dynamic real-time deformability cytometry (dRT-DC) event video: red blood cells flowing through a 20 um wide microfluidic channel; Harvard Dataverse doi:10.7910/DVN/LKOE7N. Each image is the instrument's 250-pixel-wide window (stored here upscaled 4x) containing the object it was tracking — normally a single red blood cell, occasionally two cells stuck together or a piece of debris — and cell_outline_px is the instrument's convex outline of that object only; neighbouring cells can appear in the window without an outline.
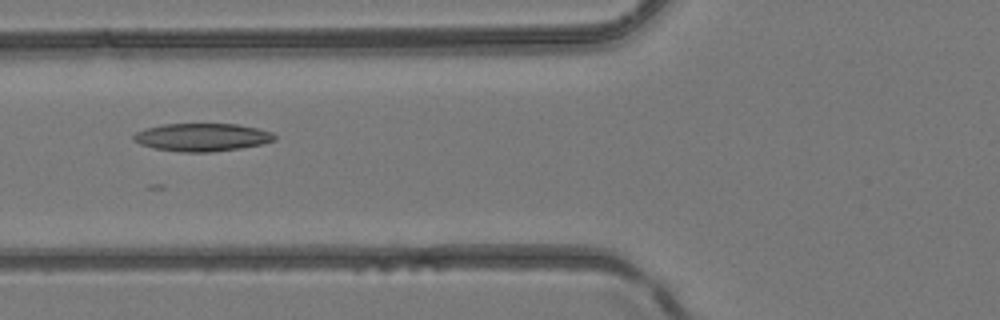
{"species": "common noctule bat (a hibernating species)", "species_latin": "Nyctalus noctula", "temperature_condition": "room temperature", "stored_images_in_passage": 4, "camera_frame_rate_fps": 3000, "um_per_image_px": 0.085, "animal": {"sex": "female", "body_mass_g": 24.6, "forearm_length_mm": 56.2}, "frame": {"image": 1, "passage_image": 3, "time_ms": 2.333, "image_size_px": [1000, 320], "cell_outline_px": [[276, 140], [260, 144], [240, 148], [212, 152], [180, 152], [156, 148], [140, 144], [132, 140], [132, 136], [136, 132], [144, 128], [164, 124], [236, 124], [256, 128], [272, 132], [276, 136]], "centroid_in_image_um": [17.15, 11.66], "position_along_channel_um": 108.6, "area_um2": 22.89}}
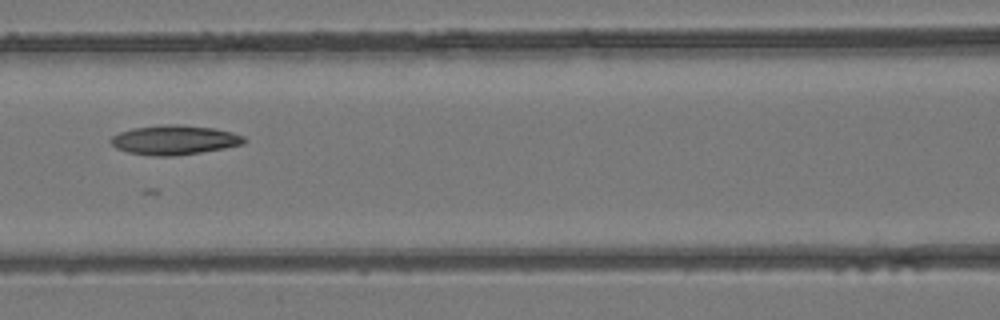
{"frame": {"image": 2, "passage_image": 4, "time_ms": 3.333, "image_size_px": [1000, 320], "cell_outline_px": [[248, 140], [244, 144], [224, 148], [176, 156], [156, 156], [128, 152], [116, 148], [108, 140], [112, 136], [120, 132], [132, 128], [160, 124], [180, 124], [212, 128], [232, 132], [244, 136]], "centroid_in_image_um": [14.82, 11.89], "position_along_channel_um": 151.8, "area_um2": 23.0}}